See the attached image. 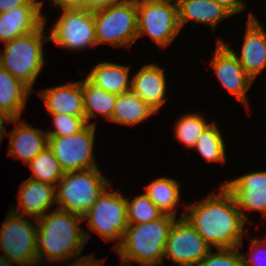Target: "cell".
<instances>
[{"instance_id":"3957f363","label":"cell","mask_w":266,"mask_h":266,"mask_svg":"<svg viewBox=\"0 0 266 266\" xmlns=\"http://www.w3.org/2000/svg\"><path fill=\"white\" fill-rule=\"evenodd\" d=\"M176 217L163 214L157 220L128 224L121 243L115 249L122 266H133L132 262L141 266H156L162 263L169 231Z\"/></svg>"},{"instance_id":"7402d4cb","label":"cell","mask_w":266,"mask_h":266,"mask_svg":"<svg viewBox=\"0 0 266 266\" xmlns=\"http://www.w3.org/2000/svg\"><path fill=\"white\" fill-rule=\"evenodd\" d=\"M130 68L126 65L101 62L92 68L86 79L94 86L109 93L123 94L131 90Z\"/></svg>"},{"instance_id":"4fadbf2b","label":"cell","mask_w":266,"mask_h":266,"mask_svg":"<svg viewBox=\"0 0 266 266\" xmlns=\"http://www.w3.org/2000/svg\"><path fill=\"white\" fill-rule=\"evenodd\" d=\"M210 64L224 89L245 105L246 108L249 107L247 106L246 93L254 80L238 62L236 52L227 43L225 44L223 40L218 39Z\"/></svg>"},{"instance_id":"6da1fadb","label":"cell","mask_w":266,"mask_h":266,"mask_svg":"<svg viewBox=\"0 0 266 266\" xmlns=\"http://www.w3.org/2000/svg\"><path fill=\"white\" fill-rule=\"evenodd\" d=\"M220 194H212L202 202L185 207L184 217L212 249L242 246L246 222L236 206L231 193L221 185Z\"/></svg>"},{"instance_id":"5b68a950","label":"cell","mask_w":266,"mask_h":266,"mask_svg":"<svg viewBox=\"0 0 266 266\" xmlns=\"http://www.w3.org/2000/svg\"><path fill=\"white\" fill-rule=\"evenodd\" d=\"M110 185L98 168L64 172L55 187L57 209L83 217Z\"/></svg>"},{"instance_id":"60d3db41","label":"cell","mask_w":266,"mask_h":266,"mask_svg":"<svg viewBox=\"0 0 266 266\" xmlns=\"http://www.w3.org/2000/svg\"><path fill=\"white\" fill-rule=\"evenodd\" d=\"M160 1H168V2H174V3H177L179 0H160Z\"/></svg>"},{"instance_id":"8fae6325","label":"cell","mask_w":266,"mask_h":266,"mask_svg":"<svg viewBox=\"0 0 266 266\" xmlns=\"http://www.w3.org/2000/svg\"><path fill=\"white\" fill-rule=\"evenodd\" d=\"M63 49L83 50L97 45L93 11L63 10L49 35Z\"/></svg>"},{"instance_id":"5bb4252c","label":"cell","mask_w":266,"mask_h":266,"mask_svg":"<svg viewBox=\"0 0 266 266\" xmlns=\"http://www.w3.org/2000/svg\"><path fill=\"white\" fill-rule=\"evenodd\" d=\"M233 196L242 218L248 221L244 210L262 212L266 217V171L245 174L224 184Z\"/></svg>"},{"instance_id":"83f0119b","label":"cell","mask_w":266,"mask_h":266,"mask_svg":"<svg viewBox=\"0 0 266 266\" xmlns=\"http://www.w3.org/2000/svg\"><path fill=\"white\" fill-rule=\"evenodd\" d=\"M216 122L210 123L199 136L193 149L202 155L206 162L226 161L225 143Z\"/></svg>"},{"instance_id":"f1b7e54d","label":"cell","mask_w":266,"mask_h":266,"mask_svg":"<svg viewBox=\"0 0 266 266\" xmlns=\"http://www.w3.org/2000/svg\"><path fill=\"white\" fill-rule=\"evenodd\" d=\"M209 124L202 114H184L175 124V136L183 145L192 149Z\"/></svg>"},{"instance_id":"ab89813d","label":"cell","mask_w":266,"mask_h":266,"mask_svg":"<svg viewBox=\"0 0 266 266\" xmlns=\"http://www.w3.org/2000/svg\"><path fill=\"white\" fill-rule=\"evenodd\" d=\"M16 264L18 263L13 262L5 257H2V255L0 254V266H16Z\"/></svg>"},{"instance_id":"d6a6232c","label":"cell","mask_w":266,"mask_h":266,"mask_svg":"<svg viewBox=\"0 0 266 266\" xmlns=\"http://www.w3.org/2000/svg\"><path fill=\"white\" fill-rule=\"evenodd\" d=\"M250 241L252 245L249 259H246L244 253L242 252L243 266H266V254L263 255L266 250V239L263 241L262 239L259 240L258 238H252Z\"/></svg>"},{"instance_id":"d4e9b609","label":"cell","mask_w":266,"mask_h":266,"mask_svg":"<svg viewBox=\"0 0 266 266\" xmlns=\"http://www.w3.org/2000/svg\"><path fill=\"white\" fill-rule=\"evenodd\" d=\"M82 94L87 124L96 125V123H89V121L98 117V114L106 117L109 121L111 120L117 95L94 86L86 78L82 80Z\"/></svg>"},{"instance_id":"2e32d148","label":"cell","mask_w":266,"mask_h":266,"mask_svg":"<svg viewBox=\"0 0 266 266\" xmlns=\"http://www.w3.org/2000/svg\"><path fill=\"white\" fill-rule=\"evenodd\" d=\"M43 5H23L0 13V41L9 42L38 30L46 18L41 13Z\"/></svg>"},{"instance_id":"4316f807","label":"cell","mask_w":266,"mask_h":266,"mask_svg":"<svg viewBox=\"0 0 266 266\" xmlns=\"http://www.w3.org/2000/svg\"><path fill=\"white\" fill-rule=\"evenodd\" d=\"M28 166L32 171L30 179L47 183L55 187L64 175V171L48 146L36 155L28 163Z\"/></svg>"},{"instance_id":"f35d334b","label":"cell","mask_w":266,"mask_h":266,"mask_svg":"<svg viewBox=\"0 0 266 266\" xmlns=\"http://www.w3.org/2000/svg\"><path fill=\"white\" fill-rule=\"evenodd\" d=\"M9 118L4 115L1 111H0V143L2 141V139L4 138V136H6V129H5V126H4V121H8Z\"/></svg>"},{"instance_id":"d590c367","label":"cell","mask_w":266,"mask_h":266,"mask_svg":"<svg viewBox=\"0 0 266 266\" xmlns=\"http://www.w3.org/2000/svg\"><path fill=\"white\" fill-rule=\"evenodd\" d=\"M219 5L226 8L232 15L241 12L246 8L244 0H215Z\"/></svg>"},{"instance_id":"4dcf8cb0","label":"cell","mask_w":266,"mask_h":266,"mask_svg":"<svg viewBox=\"0 0 266 266\" xmlns=\"http://www.w3.org/2000/svg\"><path fill=\"white\" fill-rule=\"evenodd\" d=\"M53 118L55 130H47L48 137H67L71 134L78 133L88 124L85 116H71L67 114H50Z\"/></svg>"},{"instance_id":"ba28073f","label":"cell","mask_w":266,"mask_h":266,"mask_svg":"<svg viewBox=\"0 0 266 266\" xmlns=\"http://www.w3.org/2000/svg\"><path fill=\"white\" fill-rule=\"evenodd\" d=\"M109 188H112L111 185L97 198L83 220L105 241L117 240L115 250L128 227L127 202L120 191L109 192Z\"/></svg>"},{"instance_id":"ffe728a7","label":"cell","mask_w":266,"mask_h":266,"mask_svg":"<svg viewBox=\"0 0 266 266\" xmlns=\"http://www.w3.org/2000/svg\"><path fill=\"white\" fill-rule=\"evenodd\" d=\"M38 93L49 114L85 116L82 80L38 90Z\"/></svg>"},{"instance_id":"f546056e","label":"cell","mask_w":266,"mask_h":266,"mask_svg":"<svg viewBox=\"0 0 266 266\" xmlns=\"http://www.w3.org/2000/svg\"><path fill=\"white\" fill-rule=\"evenodd\" d=\"M127 202L128 224H142L157 220L163 215L145 193Z\"/></svg>"},{"instance_id":"7c38bea8","label":"cell","mask_w":266,"mask_h":266,"mask_svg":"<svg viewBox=\"0 0 266 266\" xmlns=\"http://www.w3.org/2000/svg\"><path fill=\"white\" fill-rule=\"evenodd\" d=\"M211 250L190 222L182 215L173 223L163 258L179 266H196Z\"/></svg>"},{"instance_id":"7a4b0ae2","label":"cell","mask_w":266,"mask_h":266,"mask_svg":"<svg viewBox=\"0 0 266 266\" xmlns=\"http://www.w3.org/2000/svg\"><path fill=\"white\" fill-rule=\"evenodd\" d=\"M80 221L83 217L57 208L37 219L38 266L45 261L68 263L89 256L79 258L92 235L80 228Z\"/></svg>"},{"instance_id":"52a82bcc","label":"cell","mask_w":266,"mask_h":266,"mask_svg":"<svg viewBox=\"0 0 266 266\" xmlns=\"http://www.w3.org/2000/svg\"><path fill=\"white\" fill-rule=\"evenodd\" d=\"M0 229V250L3 256L19 266H38L37 219L35 225L26 217L7 212Z\"/></svg>"},{"instance_id":"1f68e13d","label":"cell","mask_w":266,"mask_h":266,"mask_svg":"<svg viewBox=\"0 0 266 266\" xmlns=\"http://www.w3.org/2000/svg\"><path fill=\"white\" fill-rule=\"evenodd\" d=\"M239 248L217 249L216 253L211 249L196 266H243V256Z\"/></svg>"},{"instance_id":"d6986e66","label":"cell","mask_w":266,"mask_h":266,"mask_svg":"<svg viewBox=\"0 0 266 266\" xmlns=\"http://www.w3.org/2000/svg\"><path fill=\"white\" fill-rule=\"evenodd\" d=\"M164 72L156 63L145 64L131 79V90L156 113L167 99Z\"/></svg>"},{"instance_id":"8992f818","label":"cell","mask_w":266,"mask_h":266,"mask_svg":"<svg viewBox=\"0 0 266 266\" xmlns=\"http://www.w3.org/2000/svg\"><path fill=\"white\" fill-rule=\"evenodd\" d=\"M96 41L113 47L130 46L137 40L136 0H124L107 8L93 11Z\"/></svg>"},{"instance_id":"9a60e30c","label":"cell","mask_w":266,"mask_h":266,"mask_svg":"<svg viewBox=\"0 0 266 266\" xmlns=\"http://www.w3.org/2000/svg\"><path fill=\"white\" fill-rule=\"evenodd\" d=\"M247 21L241 54L236 57L245 72L255 81L266 67V31L252 13Z\"/></svg>"},{"instance_id":"cb8c5ba5","label":"cell","mask_w":266,"mask_h":266,"mask_svg":"<svg viewBox=\"0 0 266 266\" xmlns=\"http://www.w3.org/2000/svg\"><path fill=\"white\" fill-rule=\"evenodd\" d=\"M156 113L132 90L117 95L110 122L133 126Z\"/></svg>"},{"instance_id":"e0dca14e","label":"cell","mask_w":266,"mask_h":266,"mask_svg":"<svg viewBox=\"0 0 266 266\" xmlns=\"http://www.w3.org/2000/svg\"><path fill=\"white\" fill-rule=\"evenodd\" d=\"M21 183L18 194L19 209L11 208L12 212L27 215L34 221L51 211L56 202L55 186L30 178Z\"/></svg>"},{"instance_id":"e575fe53","label":"cell","mask_w":266,"mask_h":266,"mask_svg":"<svg viewBox=\"0 0 266 266\" xmlns=\"http://www.w3.org/2000/svg\"><path fill=\"white\" fill-rule=\"evenodd\" d=\"M23 5H44L43 1L38 0H0V13L6 12L15 7Z\"/></svg>"},{"instance_id":"ac0fdd59","label":"cell","mask_w":266,"mask_h":266,"mask_svg":"<svg viewBox=\"0 0 266 266\" xmlns=\"http://www.w3.org/2000/svg\"><path fill=\"white\" fill-rule=\"evenodd\" d=\"M7 122L16 123V127L9 133V156L28 164L48 146V136L45 131L20 121V118L9 119Z\"/></svg>"},{"instance_id":"74e56055","label":"cell","mask_w":266,"mask_h":266,"mask_svg":"<svg viewBox=\"0 0 266 266\" xmlns=\"http://www.w3.org/2000/svg\"><path fill=\"white\" fill-rule=\"evenodd\" d=\"M94 255L85 257L83 259H80L78 261H74L72 264H68V266H103L105 260L103 261L102 259H97L95 258Z\"/></svg>"},{"instance_id":"8d00e7d4","label":"cell","mask_w":266,"mask_h":266,"mask_svg":"<svg viewBox=\"0 0 266 266\" xmlns=\"http://www.w3.org/2000/svg\"><path fill=\"white\" fill-rule=\"evenodd\" d=\"M124 0H86V10L96 11L118 4Z\"/></svg>"},{"instance_id":"836d02e7","label":"cell","mask_w":266,"mask_h":266,"mask_svg":"<svg viewBox=\"0 0 266 266\" xmlns=\"http://www.w3.org/2000/svg\"><path fill=\"white\" fill-rule=\"evenodd\" d=\"M54 7L60 10H82L86 9V0H51Z\"/></svg>"},{"instance_id":"277c9868","label":"cell","mask_w":266,"mask_h":266,"mask_svg":"<svg viewBox=\"0 0 266 266\" xmlns=\"http://www.w3.org/2000/svg\"><path fill=\"white\" fill-rule=\"evenodd\" d=\"M44 23L38 30L4 43L0 65L31 91L44 66L43 45L50 41L44 35Z\"/></svg>"},{"instance_id":"9c48e42d","label":"cell","mask_w":266,"mask_h":266,"mask_svg":"<svg viewBox=\"0 0 266 266\" xmlns=\"http://www.w3.org/2000/svg\"><path fill=\"white\" fill-rule=\"evenodd\" d=\"M138 33L148 35L160 46H168L181 30L177 3L160 0H136Z\"/></svg>"},{"instance_id":"603a6c76","label":"cell","mask_w":266,"mask_h":266,"mask_svg":"<svg viewBox=\"0 0 266 266\" xmlns=\"http://www.w3.org/2000/svg\"><path fill=\"white\" fill-rule=\"evenodd\" d=\"M32 91L0 65V111L9 119L20 118Z\"/></svg>"},{"instance_id":"484cf974","label":"cell","mask_w":266,"mask_h":266,"mask_svg":"<svg viewBox=\"0 0 266 266\" xmlns=\"http://www.w3.org/2000/svg\"><path fill=\"white\" fill-rule=\"evenodd\" d=\"M179 183L173 178L160 177L145 186V194L163 214L176 217L179 203Z\"/></svg>"},{"instance_id":"30bf717a","label":"cell","mask_w":266,"mask_h":266,"mask_svg":"<svg viewBox=\"0 0 266 266\" xmlns=\"http://www.w3.org/2000/svg\"><path fill=\"white\" fill-rule=\"evenodd\" d=\"M96 125L67 137H48V147L64 172L98 168L93 156Z\"/></svg>"},{"instance_id":"44dd1931","label":"cell","mask_w":266,"mask_h":266,"mask_svg":"<svg viewBox=\"0 0 266 266\" xmlns=\"http://www.w3.org/2000/svg\"><path fill=\"white\" fill-rule=\"evenodd\" d=\"M177 10L181 29L191 20L198 24L209 25L215 31L218 23L233 16L215 0H179Z\"/></svg>"}]
</instances>
